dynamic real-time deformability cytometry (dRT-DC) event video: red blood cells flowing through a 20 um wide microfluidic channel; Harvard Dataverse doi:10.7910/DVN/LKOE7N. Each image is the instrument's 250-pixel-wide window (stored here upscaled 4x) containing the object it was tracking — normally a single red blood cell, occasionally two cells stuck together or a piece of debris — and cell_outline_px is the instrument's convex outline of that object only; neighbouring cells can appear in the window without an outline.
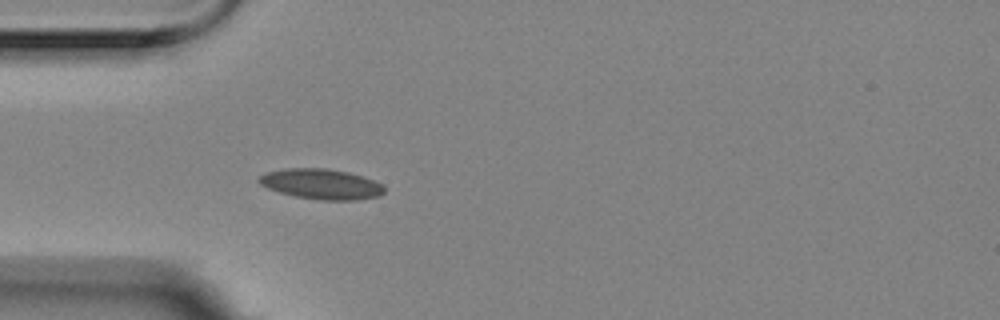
{"species": "Egyptian fruit bat (a non-hibernating species)", "species_latin": "Rousettus aegyptiacus", "temperature_condition": "room temperature", "stored_images_in_passage": 41, "camera_frame_rate_fps": 3000, "um_per_image_px": 0.085, "animal": {"sex": "female"}, "frame": {"image": 1, "passage_image": 1, "time_ms": 0.0, "image_size_px": [1000, 320], "cell_outline_px": [[384, 192], [380, 196], [356, 200], [320, 200], [296, 196], [280, 192], [268, 188], [260, 184], [256, 180], [260, 176], [268, 172], [284, 168], [328, 168], [348, 172], [364, 176], [384, 184]], "centroid_in_image_um": [27.35, 15.64], "position_along_channel_um": 57.7, "area_um2": 22.25}}
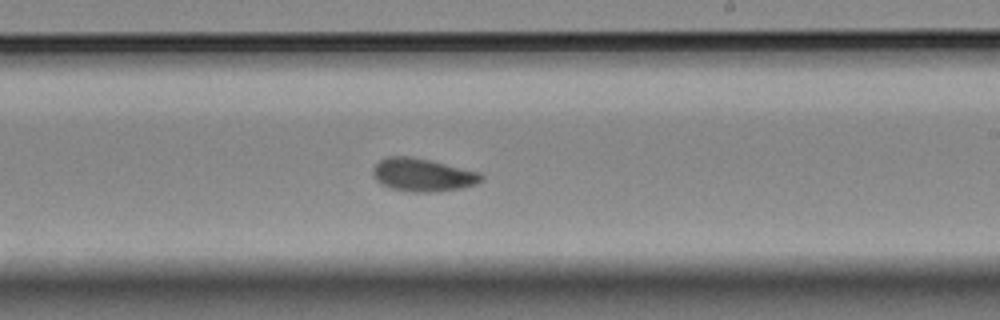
{"frame": {"image": 2, "passage_image": 18, "time_ms": 5.667, "image_size_px": [1000, 320], "cell_outline_px": [[484, 180], [476, 184], [460, 188], [436, 192], [412, 192], [392, 188], [380, 184], [376, 180], [372, 172], [372, 168], [380, 160], [388, 156], [412, 156], [432, 160], [480, 172], [484, 176]], "centroid_in_image_um": [35.94, 14.86], "position_along_channel_um": 253.1, "area_um2": 21.1}}
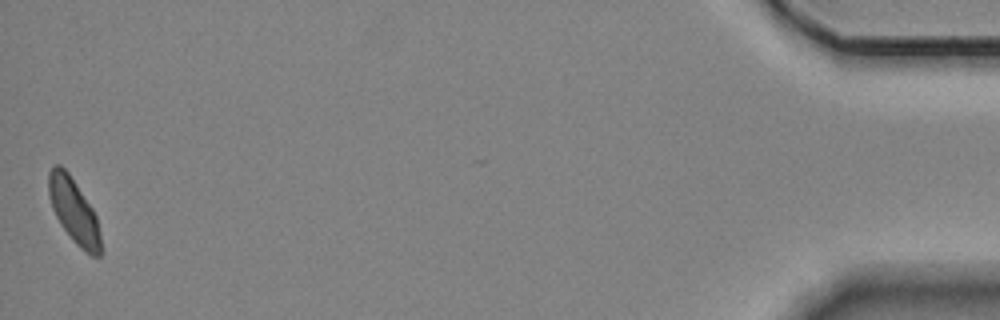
{"frame": {"image": 3, "passage_image": 41, "time_ms": 13.333, "image_size_px": [1000, 320], "cell_outline_px": [[104, 252], [100, 256], [92, 256], [84, 252], [72, 240], [60, 224], [52, 208], [48, 196], [48, 172], [52, 164], [60, 164], [68, 172], [92, 208], [96, 216], [100, 232]], "centroid_in_image_um": [6.29, 17.96], "position_along_channel_um": 428.9, "area_um2": 20.0}, "authors_computed_cell_mechanics": {"area_um2": 20.1722, "velocity_mm_per_s": 3.4922, "shape_relaxation_time_tau1_ms": 5.3452, "shape_relaxation_time_tau2_ms": 1.5932, "deformation_change_tau1": 0.1078, "deformation_change_tau2": 0.0497}}